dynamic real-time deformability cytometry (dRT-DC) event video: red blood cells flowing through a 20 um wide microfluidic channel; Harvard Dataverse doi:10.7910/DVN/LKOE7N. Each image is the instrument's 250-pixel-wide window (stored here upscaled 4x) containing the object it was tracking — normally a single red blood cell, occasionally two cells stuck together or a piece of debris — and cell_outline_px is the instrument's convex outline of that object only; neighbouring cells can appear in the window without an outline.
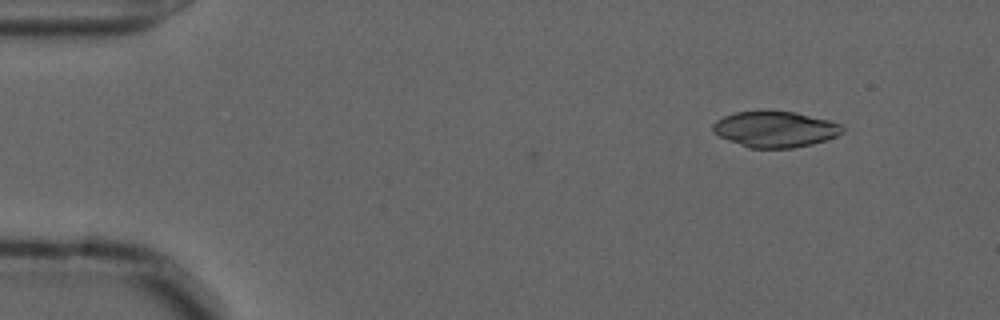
{"species": "common noctule bat (a hibernating species)", "species_latin": "Nyctalus noctula", "temperature_condition": "cold", "stored_images_in_passage": 4, "camera_frame_rate_fps": 3000, "um_per_image_px": 0.085, "animal": {"sex": "male", "forearm_length_mm": 52.5}, "frame": {"image": 1, "passage_image": 4, "time_ms": 1.0, "image_size_px": [1000, 320], "cell_outline_px": [[844, 132], [836, 136], [812, 144], [792, 148], [748, 148], [728, 140], [720, 136], [712, 128], [712, 124], [716, 120], [724, 116], [736, 112], [760, 108], [768, 108], [796, 112], [828, 120], [840, 124], [844, 128]], "centroid_in_image_um": [65.86, 10.94], "position_along_channel_um": 19.1, "area_um2": 27.74}}